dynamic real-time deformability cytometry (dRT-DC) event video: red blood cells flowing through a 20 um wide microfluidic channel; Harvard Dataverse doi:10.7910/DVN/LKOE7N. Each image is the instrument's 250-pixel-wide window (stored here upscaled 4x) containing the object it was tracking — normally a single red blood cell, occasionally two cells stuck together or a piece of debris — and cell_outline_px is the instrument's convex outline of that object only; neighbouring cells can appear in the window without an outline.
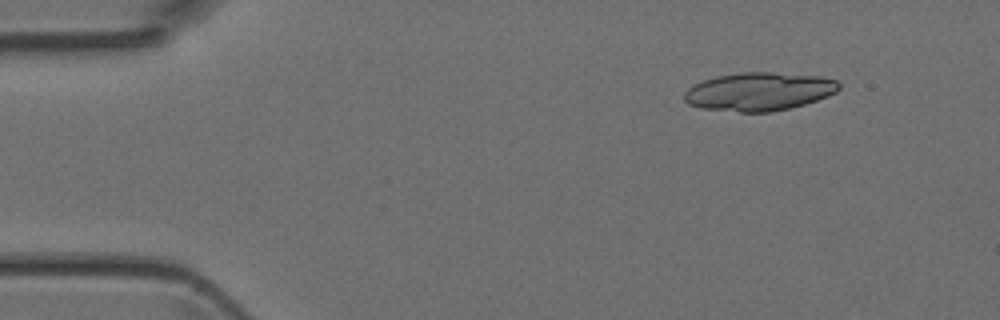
{"species": "Egyptian fruit bat (a non-hibernating species)", "species_latin": "Rousettus aegyptiacus", "temperature_condition": "room temperature", "stored_images_in_passage": 4, "segment_of_instrument_passage": [1, 2], "camera_frame_rate_fps": 3000, "um_per_image_px": 0.085, "animal": {"sex": "female"}, "frame": {"image": 1, "passage_image": 1, "time_ms": 0.0, "image_size_px": [1000, 320], "cell_outline_px": [[840, 88], [836, 92], [828, 96], [804, 104], [772, 112], [740, 112], [700, 108], [688, 104], [684, 100], [684, 92], [692, 84], [716, 76], [740, 72], [772, 72], [820, 76], [836, 80], [840, 84]], "centroid_in_image_um": [64.5, 7.78], "position_along_channel_um": 20.5, "area_um2": 34.68}}